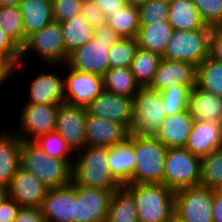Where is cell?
<instances>
[{
  "instance_id": "cell-1",
  "label": "cell",
  "mask_w": 222,
  "mask_h": 222,
  "mask_svg": "<svg viewBox=\"0 0 222 222\" xmlns=\"http://www.w3.org/2000/svg\"><path fill=\"white\" fill-rule=\"evenodd\" d=\"M72 183L112 192L122 187L110 172L108 147L86 146L77 151L72 163Z\"/></svg>"
},
{
  "instance_id": "cell-2",
  "label": "cell",
  "mask_w": 222,
  "mask_h": 222,
  "mask_svg": "<svg viewBox=\"0 0 222 222\" xmlns=\"http://www.w3.org/2000/svg\"><path fill=\"white\" fill-rule=\"evenodd\" d=\"M73 160H62L46 155L34 141H21L20 166L32 173L48 188L72 182Z\"/></svg>"
},
{
  "instance_id": "cell-3",
  "label": "cell",
  "mask_w": 222,
  "mask_h": 222,
  "mask_svg": "<svg viewBox=\"0 0 222 222\" xmlns=\"http://www.w3.org/2000/svg\"><path fill=\"white\" fill-rule=\"evenodd\" d=\"M132 194L139 222H169L174 214L175 191L164 184H126Z\"/></svg>"
},
{
  "instance_id": "cell-4",
  "label": "cell",
  "mask_w": 222,
  "mask_h": 222,
  "mask_svg": "<svg viewBox=\"0 0 222 222\" xmlns=\"http://www.w3.org/2000/svg\"><path fill=\"white\" fill-rule=\"evenodd\" d=\"M29 52L39 57L44 64L51 66L66 64L69 53L66 51L60 23L53 21L26 38L20 47L19 64L13 67L12 74L16 75V72L20 71Z\"/></svg>"
},
{
  "instance_id": "cell-5",
  "label": "cell",
  "mask_w": 222,
  "mask_h": 222,
  "mask_svg": "<svg viewBox=\"0 0 222 222\" xmlns=\"http://www.w3.org/2000/svg\"><path fill=\"white\" fill-rule=\"evenodd\" d=\"M167 150L155 136L134 134V183L163 184Z\"/></svg>"
},
{
  "instance_id": "cell-6",
  "label": "cell",
  "mask_w": 222,
  "mask_h": 222,
  "mask_svg": "<svg viewBox=\"0 0 222 222\" xmlns=\"http://www.w3.org/2000/svg\"><path fill=\"white\" fill-rule=\"evenodd\" d=\"M133 113L129 133L154 136L166 118L162 94L149 87H141L133 97Z\"/></svg>"
},
{
  "instance_id": "cell-7",
  "label": "cell",
  "mask_w": 222,
  "mask_h": 222,
  "mask_svg": "<svg viewBox=\"0 0 222 222\" xmlns=\"http://www.w3.org/2000/svg\"><path fill=\"white\" fill-rule=\"evenodd\" d=\"M201 158L185 148L167 150L163 184L173 191L200 186Z\"/></svg>"
},
{
  "instance_id": "cell-8",
  "label": "cell",
  "mask_w": 222,
  "mask_h": 222,
  "mask_svg": "<svg viewBox=\"0 0 222 222\" xmlns=\"http://www.w3.org/2000/svg\"><path fill=\"white\" fill-rule=\"evenodd\" d=\"M213 189L202 186L175 191L174 213L186 222H213Z\"/></svg>"
},
{
  "instance_id": "cell-9",
  "label": "cell",
  "mask_w": 222,
  "mask_h": 222,
  "mask_svg": "<svg viewBox=\"0 0 222 222\" xmlns=\"http://www.w3.org/2000/svg\"><path fill=\"white\" fill-rule=\"evenodd\" d=\"M58 108L59 104L24 103L19 115L20 127L14 133L22 141H35L40 136L55 131Z\"/></svg>"
},
{
  "instance_id": "cell-10",
  "label": "cell",
  "mask_w": 222,
  "mask_h": 222,
  "mask_svg": "<svg viewBox=\"0 0 222 222\" xmlns=\"http://www.w3.org/2000/svg\"><path fill=\"white\" fill-rule=\"evenodd\" d=\"M64 74V102L80 107H87L103 90L102 76L95 73L80 72L62 66Z\"/></svg>"
},
{
  "instance_id": "cell-11",
  "label": "cell",
  "mask_w": 222,
  "mask_h": 222,
  "mask_svg": "<svg viewBox=\"0 0 222 222\" xmlns=\"http://www.w3.org/2000/svg\"><path fill=\"white\" fill-rule=\"evenodd\" d=\"M86 117L85 107L66 102L59 104L55 131L74 153L86 147Z\"/></svg>"
},
{
  "instance_id": "cell-12",
  "label": "cell",
  "mask_w": 222,
  "mask_h": 222,
  "mask_svg": "<svg viewBox=\"0 0 222 222\" xmlns=\"http://www.w3.org/2000/svg\"><path fill=\"white\" fill-rule=\"evenodd\" d=\"M112 191L74 184L73 222H106Z\"/></svg>"
},
{
  "instance_id": "cell-13",
  "label": "cell",
  "mask_w": 222,
  "mask_h": 222,
  "mask_svg": "<svg viewBox=\"0 0 222 222\" xmlns=\"http://www.w3.org/2000/svg\"><path fill=\"white\" fill-rule=\"evenodd\" d=\"M117 41L92 39L69 53L66 65L80 72L103 75L109 67V50Z\"/></svg>"
},
{
  "instance_id": "cell-14",
  "label": "cell",
  "mask_w": 222,
  "mask_h": 222,
  "mask_svg": "<svg viewBox=\"0 0 222 222\" xmlns=\"http://www.w3.org/2000/svg\"><path fill=\"white\" fill-rule=\"evenodd\" d=\"M208 56L209 52L203 46L197 30H173L161 58L198 66Z\"/></svg>"
},
{
  "instance_id": "cell-15",
  "label": "cell",
  "mask_w": 222,
  "mask_h": 222,
  "mask_svg": "<svg viewBox=\"0 0 222 222\" xmlns=\"http://www.w3.org/2000/svg\"><path fill=\"white\" fill-rule=\"evenodd\" d=\"M132 107L133 98L118 96L103 90L86 109L90 115L117 122L130 132Z\"/></svg>"
},
{
  "instance_id": "cell-16",
  "label": "cell",
  "mask_w": 222,
  "mask_h": 222,
  "mask_svg": "<svg viewBox=\"0 0 222 222\" xmlns=\"http://www.w3.org/2000/svg\"><path fill=\"white\" fill-rule=\"evenodd\" d=\"M50 70L38 73L33 80L29 81L28 98L24 103L32 104H61L64 102V73H56L55 69L62 68L61 66H49Z\"/></svg>"
},
{
  "instance_id": "cell-17",
  "label": "cell",
  "mask_w": 222,
  "mask_h": 222,
  "mask_svg": "<svg viewBox=\"0 0 222 222\" xmlns=\"http://www.w3.org/2000/svg\"><path fill=\"white\" fill-rule=\"evenodd\" d=\"M48 189L32 173L20 166L11 180L7 192L8 197L20 207H41Z\"/></svg>"
},
{
  "instance_id": "cell-18",
  "label": "cell",
  "mask_w": 222,
  "mask_h": 222,
  "mask_svg": "<svg viewBox=\"0 0 222 222\" xmlns=\"http://www.w3.org/2000/svg\"><path fill=\"white\" fill-rule=\"evenodd\" d=\"M197 66L184 61L161 59L149 88L163 91L170 86H195Z\"/></svg>"
},
{
  "instance_id": "cell-19",
  "label": "cell",
  "mask_w": 222,
  "mask_h": 222,
  "mask_svg": "<svg viewBox=\"0 0 222 222\" xmlns=\"http://www.w3.org/2000/svg\"><path fill=\"white\" fill-rule=\"evenodd\" d=\"M40 208L45 222H73L74 184L49 188Z\"/></svg>"
},
{
  "instance_id": "cell-20",
  "label": "cell",
  "mask_w": 222,
  "mask_h": 222,
  "mask_svg": "<svg viewBox=\"0 0 222 222\" xmlns=\"http://www.w3.org/2000/svg\"><path fill=\"white\" fill-rule=\"evenodd\" d=\"M128 136L129 131L123 125L87 112L86 146L112 147Z\"/></svg>"
},
{
  "instance_id": "cell-21",
  "label": "cell",
  "mask_w": 222,
  "mask_h": 222,
  "mask_svg": "<svg viewBox=\"0 0 222 222\" xmlns=\"http://www.w3.org/2000/svg\"><path fill=\"white\" fill-rule=\"evenodd\" d=\"M134 134L108 147V165L113 177L122 185L134 184Z\"/></svg>"
},
{
  "instance_id": "cell-22",
  "label": "cell",
  "mask_w": 222,
  "mask_h": 222,
  "mask_svg": "<svg viewBox=\"0 0 222 222\" xmlns=\"http://www.w3.org/2000/svg\"><path fill=\"white\" fill-rule=\"evenodd\" d=\"M194 122L195 120L188 110L166 116V118L161 122L159 130L154 136L167 149L185 148Z\"/></svg>"
},
{
  "instance_id": "cell-23",
  "label": "cell",
  "mask_w": 222,
  "mask_h": 222,
  "mask_svg": "<svg viewBox=\"0 0 222 222\" xmlns=\"http://www.w3.org/2000/svg\"><path fill=\"white\" fill-rule=\"evenodd\" d=\"M222 148L220 122L195 120L185 149L202 158Z\"/></svg>"
},
{
  "instance_id": "cell-24",
  "label": "cell",
  "mask_w": 222,
  "mask_h": 222,
  "mask_svg": "<svg viewBox=\"0 0 222 222\" xmlns=\"http://www.w3.org/2000/svg\"><path fill=\"white\" fill-rule=\"evenodd\" d=\"M21 141L11 128L0 131V185L6 188L20 167Z\"/></svg>"
},
{
  "instance_id": "cell-25",
  "label": "cell",
  "mask_w": 222,
  "mask_h": 222,
  "mask_svg": "<svg viewBox=\"0 0 222 222\" xmlns=\"http://www.w3.org/2000/svg\"><path fill=\"white\" fill-rule=\"evenodd\" d=\"M18 8L22 14L24 43L28 36L53 22L52 2L49 0H22Z\"/></svg>"
},
{
  "instance_id": "cell-26",
  "label": "cell",
  "mask_w": 222,
  "mask_h": 222,
  "mask_svg": "<svg viewBox=\"0 0 222 222\" xmlns=\"http://www.w3.org/2000/svg\"><path fill=\"white\" fill-rule=\"evenodd\" d=\"M188 111L197 121L222 120V96L198 88L196 85L190 91Z\"/></svg>"
},
{
  "instance_id": "cell-27",
  "label": "cell",
  "mask_w": 222,
  "mask_h": 222,
  "mask_svg": "<svg viewBox=\"0 0 222 222\" xmlns=\"http://www.w3.org/2000/svg\"><path fill=\"white\" fill-rule=\"evenodd\" d=\"M172 33L173 28L168 21L156 22L150 25H140L136 36L138 48L162 56Z\"/></svg>"
},
{
  "instance_id": "cell-28",
  "label": "cell",
  "mask_w": 222,
  "mask_h": 222,
  "mask_svg": "<svg viewBox=\"0 0 222 222\" xmlns=\"http://www.w3.org/2000/svg\"><path fill=\"white\" fill-rule=\"evenodd\" d=\"M106 222H139L133 196L124 186L112 192Z\"/></svg>"
},
{
  "instance_id": "cell-29",
  "label": "cell",
  "mask_w": 222,
  "mask_h": 222,
  "mask_svg": "<svg viewBox=\"0 0 222 222\" xmlns=\"http://www.w3.org/2000/svg\"><path fill=\"white\" fill-rule=\"evenodd\" d=\"M104 90L118 96L133 98L141 88L128 68H109L103 75Z\"/></svg>"
},
{
  "instance_id": "cell-30",
  "label": "cell",
  "mask_w": 222,
  "mask_h": 222,
  "mask_svg": "<svg viewBox=\"0 0 222 222\" xmlns=\"http://www.w3.org/2000/svg\"><path fill=\"white\" fill-rule=\"evenodd\" d=\"M201 20L197 6L192 0H175L169 3L167 21L173 30H197Z\"/></svg>"
},
{
  "instance_id": "cell-31",
  "label": "cell",
  "mask_w": 222,
  "mask_h": 222,
  "mask_svg": "<svg viewBox=\"0 0 222 222\" xmlns=\"http://www.w3.org/2000/svg\"><path fill=\"white\" fill-rule=\"evenodd\" d=\"M107 25L121 38H136L140 28L138 7L125 4L106 16Z\"/></svg>"
},
{
  "instance_id": "cell-32",
  "label": "cell",
  "mask_w": 222,
  "mask_h": 222,
  "mask_svg": "<svg viewBox=\"0 0 222 222\" xmlns=\"http://www.w3.org/2000/svg\"><path fill=\"white\" fill-rule=\"evenodd\" d=\"M60 25L63 41L68 53L85 45L94 37V28L91 27L81 15L61 22Z\"/></svg>"
},
{
  "instance_id": "cell-33",
  "label": "cell",
  "mask_w": 222,
  "mask_h": 222,
  "mask_svg": "<svg viewBox=\"0 0 222 222\" xmlns=\"http://www.w3.org/2000/svg\"><path fill=\"white\" fill-rule=\"evenodd\" d=\"M161 56L154 52L138 48L131 62L130 70L140 87H149L152 83Z\"/></svg>"
},
{
  "instance_id": "cell-34",
  "label": "cell",
  "mask_w": 222,
  "mask_h": 222,
  "mask_svg": "<svg viewBox=\"0 0 222 222\" xmlns=\"http://www.w3.org/2000/svg\"><path fill=\"white\" fill-rule=\"evenodd\" d=\"M196 86L217 96H222V62L211 57L197 66Z\"/></svg>"
},
{
  "instance_id": "cell-35",
  "label": "cell",
  "mask_w": 222,
  "mask_h": 222,
  "mask_svg": "<svg viewBox=\"0 0 222 222\" xmlns=\"http://www.w3.org/2000/svg\"><path fill=\"white\" fill-rule=\"evenodd\" d=\"M200 186L222 190V148L201 158Z\"/></svg>"
},
{
  "instance_id": "cell-36",
  "label": "cell",
  "mask_w": 222,
  "mask_h": 222,
  "mask_svg": "<svg viewBox=\"0 0 222 222\" xmlns=\"http://www.w3.org/2000/svg\"><path fill=\"white\" fill-rule=\"evenodd\" d=\"M194 87L173 85L160 92L166 116L188 110L190 91Z\"/></svg>"
},
{
  "instance_id": "cell-37",
  "label": "cell",
  "mask_w": 222,
  "mask_h": 222,
  "mask_svg": "<svg viewBox=\"0 0 222 222\" xmlns=\"http://www.w3.org/2000/svg\"><path fill=\"white\" fill-rule=\"evenodd\" d=\"M0 26L19 48L24 44L22 14L18 6L0 7Z\"/></svg>"
},
{
  "instance_id": "cell-38",
  "label": "cell",
  "mask_w": 222,
  "mask_h": 222,
  "mask_svg": "<svg viewBox=\"0 0 222 222\" xmlns=\"http://www.w3.org/2000/svg\"><path fill=\"white\" fill-rule=\"evenodd\" d=\"M138 44L136 38H120L109 50V67L110 68H128Z\"/></svg>"
},
{
  "instance_id": "cell-39",
  "label": "cell",
  "mask_w": 222,
  "mask_h": 222,
  "mask_svg": "<svg viewBox=\"0 0 222 222\" xmlns=\"http://www.w3.org/2000/svg\"><path fill=\"white\" fill-rule=\"evenodd\" d=\"M34 142L49 157L59 158L62 160L74 159L75 153L70 149V147L66 144V141L56 131L42 135Z\"/></svg>"
},
{
  "instance_id": "cell-40",
  "label": "cell",
  "mask_w": 222,
  "mask_h": 222,
  "mask_svg": "<svg viewBox=\"0 0 222 222\" xmlns=\"http://www.w3.org/2000/svg\"><path fill=\"white\" fill-rule=\"evenodd\" d=\"M140 25H150L168 20L169 3L163 0H148L138 7Z\"/></svg>"
},
{
  "instance_id": "cell-41",
  "label": "cell",
  "mask_w": 222,
  "mask_h": 222,
  "mask_svg": "<svg viewBox=\"0 0 222 222\" xmlns=\"http://www.w3.org/2000/svg\"><path fill=\"white\" fill-rule=\"evenodd\" d=\"M54 22H64L74 16L80 15L82 0H52Z\"/></svg>"
},
{
  "instance_id": "cell-42",
  "label": "cell",
  "mask_w": 222,
  "mask_h": 222,
  "mask_svg": "<svg viewBox=\"0 0 222 222\" xmlns=\"http://www.w3.org/2000/svg\"><path fill=\"white\" fill-rule=\"evenodd\" d=\"M222 30V22L216 20H201L197 27L203 46L209 52L218 40Z\"/></svg>"
},
{
  "instance_id": "cell-43",
  "label": "cell",
  "mask_w": 222,
  "mask_h": 222,
  "mask_svg": "<svg viewBox=\"0 0 222 222\" xmlns=\"http://www.w3.org/2000/svg\"><path fill=\"white\" fill-rule=\"evenodd\" d=\"M203 20L222 22V0H192Z\"/></svg>"
},
{
  "instance_id": "cell-44",
  "label": "cell",
  "mask_w": 222,
  "mask_h": 222,
  "mask_svg": "<svg viewBox=\"0 0 222 222\" xmlns=\"http://www.w3.org/2000/svg\"><path fill=\"white\" fill-rule=\"evenodd\" d=\"M80 15L93 28L106 24L104 12L91 0H82Z\"/></svg>"
},
{
  "instance_id": "cell-45",
  "label": "cell",
  "mask_w": 222,
  "mask_h": 222,
  "mask_svg": "<svg viewBox=\"0 0 222 222\" xmlns=\"http://www.w3.org/2000/svg\"><path fill=\"white\" fill-rule=\"evenodd\" d=\"M0 55L12 66L19 64L20 48L0 26Z\"/></svg>"
},
{
  "instance_id": "cell-46",
  "label": "cell",
  "mask_w": 222,
  "mask_h": 222,
  "mask_svg": "<svg viewBox=\"0 0 222 222\" xmlns=\"http://www.w3.org/2000/svg\"><path fill=\"white\" fill-rule=\"evenodd\" d=\"M20 208L13 199L7 196L0 204V222H13Z\"/></svg>"
},
{
  "instance_id": "cell-47",
  "label": "cell",
  "mask_w": 222,
  "mask_h": 222,
  "mask_svg": "<svg viewBox=\"0 0 222 222\" xmlns=\"http://www.w3.org/2000/svg\"><path fill=\"white\" fill-rule=\"evenodd\" d=\"M13 222H45L40 207H21Z\"/></svg>"
},
{
  "instance_id": "cell-48",
  "label": "cell",
  "mask_w": 222,
  "mask_h": 222,
  "mask_svg": "<svg viewBox=\"0 0 222 222\" xmlns=\"http://www.w3.org/2000/svg\"><path fill=\"white\" fill-rule=\"evenodd\" d=\"M94 39H100L104 41H118L121 37L110 28L107 23L94 28Z\"/></svg>"
},
{
  "instance_id": "cell-49",
  "label": "cell",
  "mask_w": 222,
  "mask_h": 222,
  "mask_svg": "<svg viewBox=\"0 0 222 222\" xmlns=\"http://www.w3.org/2000/svg\"><path fill=\"white\" fill-rule=\"evenodd\" d=\"M95 3L107 16L109 12H115L118 7H123L125 5V0H91Z\"/></svg>"
},
{
  "instance_id": "cell-50",
  "label": "cell",
  "mask_w": 222,
  "mask_h": 222,
  "mask_svg": "<svg viewBox=\"0 0 222 222\" xmlns=\"http://www.w3.org/2000/svg\"><path fill=\"white\" fill-rule=\"evenodd\" d=\"M213 222H222V190H213Z\"/></svg>"
},
{
  "instance_id": "cell-51",
  "label": "cell",
  "mask_w": 222,
  "mask_h": 222,
  "mask_svg": "<svg viewBox=\"0 0 222 222\" xmlns=\"http://www.w3.org/2000/svg\"><path fill=\"white\" fill-rule=\"evenodd\" d=\"M209 57L216 61L222 62V30L219 34L218 40L215 46L209 51Z\"/></svg>"
},
{
  "instance_id": "cell-52",
  "label": "cell",
  "mask_w": 222,
  "mask_h": 222,
  "mask_svg": "<svg viewBox=\"0 0 222 222\" xmlns=\"http://www.w3.org/2000/svg\"><path fill=\"white\" fill-rule=\"evenodd\" d=\"M13 67L11 65H0V86L4 83L6 85V81L13 78Z\"/></svg>"
},
{
  "instance_id": "cell-53",
  "label": "cell",
  "mask_w": 222,
  "mask_h": 222,
  "mask_svg": "<svg viewBox=\"0 0 222 222\" xmlns=\"http://www.w3.org/2000/svg\"><path fill=\"white\" fill-rule=\"evenodd\" d=\"M22 0H0V7L18 6Z\"/></svg>"
},
{
  "instance_id": "cell-54",
  "label": "cell",
  "mask_w": 222,
  "mask_h": 222,
  "mask_svg": "<svg viewBox=\"0 0 222 222\" xmlns=\"http://www.w3.org/2000/svg\"><path fill=\"white\" fill-rule=\"evenodd\" d=\"M148 0H125V4L134 6V7H139L143 4H145Z\"/></svg>"
},
{
  "instance_id": "cell-55",
  "label": "cell",
  "mask_w": 222,
  "mask_h": 222,
  "mask_svg": "<svg viewBox=\"0 0 222 222\" xmlns=\"http://www.w3.org/2000/svg\"><path fill=\"white\" fill-rule=\"evenodd\" d=\"M8 196L7 188L0 185V204Z\"/></svg>"
},
{
  "instance_id": "cell-56",
  "label": "cell",
  "mask_w": 222,
  "mask_h": 222,
  "mask_svg": "<svg viewBox=\"0 0 222 222\" xmlns=\"http://www.w3.org/2000/svg\"><path fill=\"white\" fill-rule=\"evenodd\" d=\"M169 222H186L182 218L178 217L175 213L173 214L171 220Z\"/></svg>"
},
{
  "instance_id": "cell-57",
  "label": "cell",
  "mask_w": 222,
  "mask_h": 222,
  "mask_svg": "<svg viewBox=\"0 0 222 222\" xmlns=\"http://www.w3.org/2000/svg\"><path fill=\"white\" fill-rule=\"evenodd\" d=\"M0 65H10V64L0 55Z\"/></svg>"
},
{
  "instance_id": "cell-58",
  "label": "cell",
  "mask_w": 222,
  "mask_h": 222,
  "mask_svg": "<svg viewBox=\"0 0 222 222\" xmlns=\"http://www.w3.org/2000/svg\"><path fill=\"white\" fill-rule=\"evenodd\" d=\"M221 139H222V120L220 121Z\"/></svg>"
},
{
  "instance_id": "cell-59",
  "label": "cell",
  "mask_w": 222,
  "mask_h": 222,
  "mask_svg": "<svg viewBox=\"0 0 222 222\" xmlns=\"http://www.w3.org/2000/svg\"><path fill=\"white\" fill-rule=\"evenodd\" d=\"M163 1L170 3V2H173L175 0H163Z\"/></svg>"
}]
</instances>
